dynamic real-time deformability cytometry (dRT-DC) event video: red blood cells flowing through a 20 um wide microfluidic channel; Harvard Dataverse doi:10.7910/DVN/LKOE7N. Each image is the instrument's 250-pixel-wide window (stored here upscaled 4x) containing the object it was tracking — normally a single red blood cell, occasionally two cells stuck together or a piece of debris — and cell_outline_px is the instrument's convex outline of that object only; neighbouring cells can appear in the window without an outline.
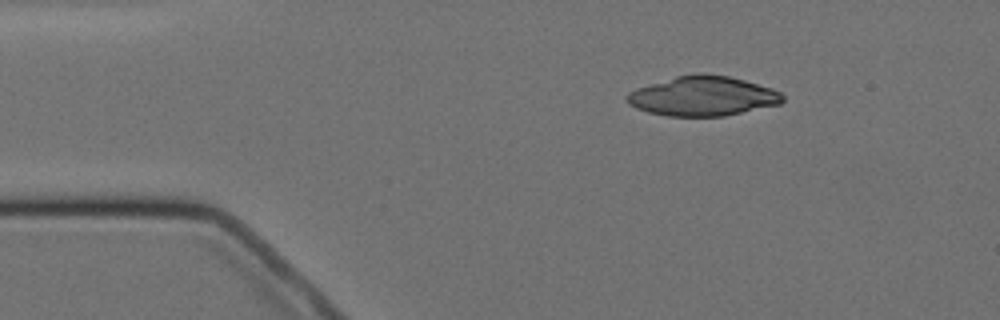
{"species": "Egyptian fruit bat (a non-hibernating species)", "species_latin": "Rousettus aegyptiacus", "temperature_condition": "cold", "stored_images_in_passage": 2, "camera_frame_rate_fps": 3000, "um_per_image_px": 0.085, "animal": {"sex": "female"}, "frame": {"image": 1, "passage_image": 1, "time_ms": 0.0, "image_size_px": [1000, 320], "cell_outline_px": [[784, 100], [780, 104], [724, 116], [668, 116], [648, 112], [636, 108], [628, 104], [624, 100], [624, 96], [628, 92], [636, 88], [676, 76], [696, 72], [700, 72], [728, 76], [744, 80], [772, 88], [780, 92], [784, 96]], "centroid_in_image_um": [59.7, 8.16], "position_along_channel_um": 25.3, "area_um2": 36.18}}